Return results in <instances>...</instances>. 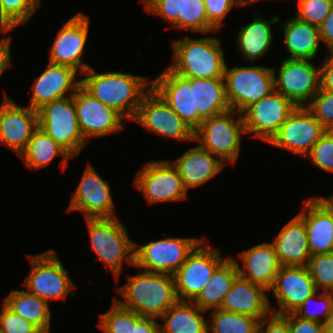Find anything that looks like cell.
I'll return each instance as SVG.
<instances>
[{"mask_svg":"<svg viewBox=\"0 0 333 333\" xmlns=\"http://www.w3.org/2000/svg\"><path fill=\"white\" fill-rule=\"evenodd\" d=\"M306 156L317 168L333 172V131L327 130Z\"/></svg>","mask_w":333,"mask_h":333,"instance_id":"obj_43","label":"cell"},{"mask_svg":"<svg viewBox=\"0 0 333 333\" xmlns=\"http://www.w3.org/2000/svg\"><path fill=\"white\" fill-rule=\"evenodd\" d=\"M239 276L236 262L231 256L215 269L214 273L193 302L202 310L219 309L235 279Z\"/></svg>","mask_w":333,"mask_h":333,"instance_id":"obj_31","label":"cell"},{"mask_svg":"<svg viewBox=\"0 0 333 333\" xmlns=\"http://www.w3.org/2000/svg\"><path fill=\"white\" fill-rule=\"evenodd\" d=\"M257 333H289L288 320L271 312L259 321Z\"/></svg>","mask_w":333,"mask_h":333,"instance_id":"obj_48","label":"cell"},{"mask_svg":"<svg viewBox=\"0 0 333 333\" xmlns=\"http://www.w3.org/2000/svg\"><path fill=\"white\" fill-rule=\"evenodd\" d=\"M283 316L288 320L289 333H325L323 323L302 319L294 313Z\"/></svg>","mask_w":333,"mask_h":333,"instance_id":"obj_47","label":"cell"},{"mask_svg":"<svg viewBox=\"0 0 333 333\" xmlns=\"http://www.w3.org/2000/svg\"><path fill=\"white\" fill-rule=\"evenodd\" d=\"M82 74L85 77L81 78V86L129 121L134 120L143 97L152 89L148 77L131 73H98L90 66Z\"/></svg>","mask_w":333,"mask_h":333,"instance_id":"obj_1","label":"cell"},{"mask_svg":"<svg viewBox=\"0 0 333 333\" xmlns=\"http://www.w3.org/2000/svg\"><path fill=\"white\" fill-rule=\"evenodd\" d=\"M307 267L318 291L333 292V252L312 255Z\"/></svg>","mask_w":333,"mask_h":333,"instance_id":"obj_40","label":"cell"},{"mask_svg":"<svg viewBox=\"0 0 333 333\" xmlns=\"http://www.w3.org/2000/svg\"><path fill=\"white\" fill-rule=\"evenodd\" d=\"M157 318L143 316L136 325H133V333H161Z\"/></svg>","mask_w":333,"mask_h":333,"instance_id":"obj_52","label":"cell"},{"mask_svg":"<svg viewBox=\"0 0 333 333\" xmlns=\"http://www.w3.org/2000/svg\"><path fill=\"white\" fill-rule=\"evenodd\" d=\"M11 40V35L0 40V77L8 68L13 67L11 64Z\"/></svg>","mask_w":333,"mask_h":333,"instance_id":"obj_51","label":"cell"},{"mask_svg":"<svg viewBox=\"0 0 333 333\" xmlns=\"http://www.w3.org/2000/svg\"><path fill=\"white\" fill-rule=\"evenodd\" d=\"M312 304L314 308L311 309ZM321 312V313H320ZM333 313V292L317 291L309 296L294 314L302 319L312 320L325 324ZM322 317V318H321ZM323 319V320H322Z\"/></svg>","mask_w":333,"mask_h":333,"instance_id":"obj_38","label":"cell"},{"mask_svg":"<svg viewBox=\"0 0 333 333\" xmlns=\"http://www.w3.org/2000/svg\"><path fill=\"white\" fill-rule=\"evenodd\" d=\"M208 22L217 30L224 25V18L234 6H246L242 0H204Z\"/></svg>","mask_w":333,"mask_h":333,"instance_id":"obj_46","label":"cell"},{"mask_svg":"<svg viewBox=\"0 0 333 333\" xmlns=\"http://www.w3.org/2000/svg\"><path fill=\"white\" fill-rule=\"evenodd\" d=\"M325 333H333V313L329 316L324 324Z\"/></svg>","mask_w":333,"mask_h":333,"instance_id":"obj_54","label":"cell"},{"mask_svg":"<svg viewBox=\"0 0 333 333\" xmlns=\"http://www.w3.org/2000/svg\"><path fill=\"white\" fill-rule=\"evenodd\" d=\"M273 68L241 66L224 68L226 95L232 110L242 113L248 106L274 90Z\"/></svg>","mask_w":333,"mask_h":333,"instance_id":"obj_8","label":"cell"},{"mask_svg":"<svg viewBox=\"0 0 333 333\" xmlns=\"http://www.w3.org/2000/svg\"><path fill=\"white\" fill-rule=\"evenodd\" d=\"M194 85L195 110L203 119L231 110L223 78H187Z\"/></svg>","mask_w":333,"mask_h":333,"instance_id":"obj_32","label":"cell"},{"mask_svg":"<svg viewBox=\"0 0 333 333\" xmlns=\"http://www.w3.org/2000/svg\"><path fill=\"white\" fill-rule=\"evenodd\" d=\"M84 169L68 211H81L85 219L116 218L109 182L103 180L90 163Z\"/></svg>","mask_w":333,"mask_h":333,"instance_id":"obj_17","label":"cell"},{"mask_svg":"<svg viewBox=\"0 0 333 333\" xmlns=\"http://www.w3.org/2000/svg\"><path fill=\"white\" fill-rule=\"evenodd\" d=\"M295 17L303 22L320 27L330 12L333 0H297Z\"/></svg>","mask_w":333,"mask_h":333,"instance_id":"obj_41","label":"cell"},{"mask_svg":"<svg viewBox=\"0 0 333 333\" xmlns=\"http://www.w3.org/2000/svg\"><path fill=\"white\" fill-rule=\"evenodd\" d=\"M263 286L238 276L219 309L252 316L259 321L271 313L270 300Z\"/></svg>","mask_w":333,"mask_h":333,"instance_id":"obj_24","label":"cell"},{"mask_svg":"<svg viewBox=\"0 0 333 333\" xmlns=\"http://www.w3.org/2000/svg\"><path fill=\"white\" fill-rule=\"evenodd\" d=\"M246 133L242 113L234 110L204 119L194 131V141L225 164H235Z\"/></svg>","mask_w":333,"mask_h":333,"instance_id":"obj_5","label":"cell"},{"mask_svg":"<svg viewBox=\"0 0 333 333\" xmlns=\"http://www.w3.org/2000/svg\"><path fill=\"white\" fill-rule=\"evenodd\" d=\"M202 242L173 274L179 301H193L205 287L215 269L226 259L221 255L219 248L204 245Z\"/></svg>","mask_w":333,"mask_h":333,"instance_id":"obj_11","label":"cell"},{"mask_svg":"<svg viewBox=\"0 0 333 333\" xmlns=\"http://www.w3.org/2000/svg\"><path fill=\"white\" fill-rule=\"evenodd\" d=\"M77 74L73 68L48 62L33 84L28 106L37 111L47 103L74 95L81 85Z\"/></svg>","mask_w":333,"mask_h":333,"instance_id":"obj_22","label":"cell"},{"mask_svg":"<svg viewBox=\"0 0 333 333\" xmlns=\"http://www.w3.org/2000/svg\"><path fill=\"white\" fill-rule=\"evenodd\" d=\"M332 215L333 217V196L331 197H315Z\"/></svg>","mask_w":333,"mask_h":333,"instance_id":"obj_53","label":"cell"},{"mask_svg":"<svg viewBox=\"0 0 333 333\" xmlns=\"http://www.w3.org/2000/svg\"><path fill=\"white\" fill-rule=\"evenodd\" d=\"M135 122L146 131L179 141H194V131L153 90L143 97Z\"/></svg>","mask_w":333,"mask_h":333,"instance_id":"obj_15","label":"cell"},{"mask_svg":"<svg viewBox=\"0 0 333 333\" xmlns=\"http://www.w3.org/2000/svg\"><path fill=\"white\" fill-rule=\"evenodd\" d=\"M89 28V16L82 12L75 14L64 23L50 48L49 62L73 68L81 76L91 66L82 60Z\"/></svg>","mask_w":333,"mask_h":333,"instance_id":"obj_18","label":"cell"},{"mask_svg":"<svg viewBox=\"0 0 333 333\" xmlns=\"http://www.w3.org/2000/svg\"><path fill=\"white\" fill-rule=\"evenodd\" d=\"M171 163L177 169L187 191L215 178L225 165L217 156L199 145L189 148Z\"/></svg>","mask_w":333,"mask_h":333,"instance_id":"obj_25","label":"cell"},{"mask_svg":"<svg viewBox=\"0 0 333 333\" xmlns=\"http://www.w3.org/2000/svg\"><path fill=\"white\" fill-rule=\"evenodd\" d=\"M246 5H249V4H254L258 1H263V0H242ZM266 1V0H265Z\"/></svg>","mask_w":333,"mask_h":333,"instance_id":"obj_55","label":"cell"},{"mask_svg":"<svg viewBox=\"0 0 333 333\" xmlns=\"http://www.w3.org/2000/svg\"><path fill=\"white\" fill-rule=\"evenodd\" d=\"M90 235L91 249L99 260L119 280L124 261L135 265V243L119 218L85 219Z\"/></svg>","mask_w":333,"mask_h":333,"instance_id":"obj_4","label":"cell"},{"mask_svg":"<svg viewBox=\"0 0 333 333\" xmlns=\"http://www.w3.org/2000/svg\"><path fill=\"white\" fill-rule=\"evenodd\" d=\"M31 269L22 285L27 291L49 304L50 300L66 299L67 295L75 296L72 291L74 282L57 257L55 250L50 249L41 254L27 255ZM70 293V294H69Z\"/></svg>","mask_w":333,"mask_h":333,"instance_id":"obj_6","label":"cell"},{"mask_svg":"<svg viewBox=\"0 0 333 333\" xmlns=\"http://www.w3.org/2000/svg\"><path fill=\"white\" fill-rule=\"evenodd\" d=\"M16 314L37 326L43 333H50L51 310L49 304L27 290H12L3 301Z\"/></svg>","mask_w":333,"mask_h":333,"instance_id":"obj_34","label":"cell"},{"mask_svg":"<svg viewBox=\"0 0 333 333\" xmlns=\"http://www.w3.org/2000/svg\"><path fill=\"white\" fill-rule=\"evenodd\" d=\"M128 281L115 289L124 298L114 299L124 308L145 317L160 318L177 301L171 274L142 272L127 276Z\"/></svg>","mask_w":333,"mask_h":333,"instance_id":"obj_2","label":"cell"},{"mask_svg":"<svg viewBox=\"0 0 333 333\" xmlns=\"http://www.w3.org/2000/svg\"><path fill=\"white\" fill-rule=\"evenodd\" d=\"M319 32L321 42L327 45L326 47L329 51L333 47V4L329 14L319 27Z\"/></svg>","mask_w":333,"mask_h":333,"instance_id":"obj_50","label":"cell"},{"mask_svg":"<svg viewBox=\"0 0 333 333\" xmlns=\"http://www.w3.org/2000/svg\"><path fill=\"white\" fill-rule=\"evenodd\" d=\"M297 214L305 224L310 255L333 252V217L316 199H304Z\"/></svg>","mask_w":333,"mask_h":333,"instance_id":"obj_26","label":"cell"},{"mask_svg":"<svg viewBox=\"0 0 333 333\" xmlns=\"http://www.w3.org/2000/svg\"><path fill=\"white\" fill-rule=\"evenodd\" d=\"M328 52L333 57V47Z\"/></svg>","mask_w":333,"mask_h":333,"instance_id":"obj_56","label":"cell"},{"mask_svg":"<svg viewBox=\"0 0 333 333\" xmlns=\"http://www.w3.org/2000/svg\"><path fill=\"white\" fill-rule=\"evenodd\" d=\"M38 126L47 133L71 158L79 155L87 146L84 140L73 101V95L51 103L37 110Z\"/></svg>","mask_w":333,"mask_h":333,"instance_id":"obj_7","label":"cell"},{"mask_svg":"<svg viewBox=\"0 0 333 333\" xmlns=\"http://www.w3.org/2000/svg\"><path fill=\"white\" fill-rule=\"evenodd\" d=\"M277 307L271 312L278 315L294 313L303 302L318 290L307 266H281L272 287Z\"/></svg>","mask_w":333,"mask_h":333,"instance_id":"obj_19","label":"cell"},{"mask_svg":"<svg viewBox=\"0 0 333 333\" xmlns=\"http://www.w3.org/2000/svg\"><path fill=\"white\" fill-rule=\"evenodd\" d=\"M151 82L152 89L195 131L204 119L195 110L194 85L169 68Z\"/></svg>","mask_w":333,"mask_h":333,"instance_id":"obj_20","label":"cell"},{"mask_svg":"<svg viewBox=\"0 0 333 333\" xmlns=\"http://www.w3.org/2000/svg\"><path fill=\"white\" fill-rule=\"evenodd\" d=\"M253 9V21L247 25L241 26L238 31L237 47L241 55L247 61L254 62L259 57L264 56L272 47V28L271 25L280 21L279 15L273 16L270 21L261 15L257 16Z\"/></svg>","mask_w":333,"mask_h":333,"instance_id":"obj_28","label":"cell"},{"mask_svg":"<svg viewBox=\"0 0 333 333\" xmlns=\"http://www.w3.org/2000/svg\"><path fill=\"white\" fill-rule=\"evenodd\" d=\"M326 131L306 106H297L267 143L306 156Z\"/></svg>","mask_w":333,"mask_h":333,"instance_id":"obj_13","label":"cell"},{"mask_svg":"<svg viewBox=\"0 0 333 333\" xmlns=\"http://www.w3.org/2000/svg\"><path fill=\"white\" fill-rule=\"evenodd\" d=\"M306 107L326 130L333 131V92L320 89Z\"/></svg>","mask_w":333,"mask_h":333,"instance_id":"obj_44","label":"cell"},{"mask_svg":"<svg viewBox=\"0 0 333 333\" xmlns=\"http://www.w3.org/2000/svg\"><path fill=\"white\" fill-rule=\"evenodd\" d=\"M0 330L2 333H43L37 326L16 314L4 302L0 311Z\"/></svg>","mask_w":333,"mask_h":333,"instance_id":"obj_45","label":"cell"},{"mask_svg":"<svg viewBox=\"0 0 333 333\" xmlns=\"http://www.w3.org/2000/svg\"><path fill=\"white\" fill-rule=\"evenodd\" d=\"M38 127L37 111L28 105L18 106L5 94L0 105L1 144L20 155Z\"/></svg>","mask_w":333,"mask_h":333,"instance_id":"obj_21","label":"cell"},{"mask_svg":"<svg viewBox=\"0 0 333 333\" xmlns=\"http://www.w3.org/2000/svg\"><path fill=\"white\" fill-rule=\"evenodd\" d=\"M238 256L243 262V266H240L234 259L239 276L269 291L282 266L272 243L267 241L257 244L238 253Z\"/></svg>","mask_w":333,"mask_h":333,"instance_id":"obj_23","label":"cell"},{"mask_svg":"<svg viewBox=\"0 0 333 333\" xmlns=\"http://www.w3.org/2000/svg\"><path fill=\"white\" fill-rule=\"evenodd\" d=\"M112 302L110 310L99 314L98 327L104 333H133V325L143 316L122 307L114 298Z\"/></svg>","mask_w":333,"mask_h":333,"instance_id":"obj_37","label":"cell"},{"mask_svg":"<svg viewBox=\"0 0 333 333\" xmlns=\"http://www.w3.org/2000/svg\"><path fill=\"white\" fill-rule=\"evenodd\" d=\"M133 184L149 205L188 199V191L170 160L148 161Z\"/></svg>","mask_w":333,"mask_h":333,"instance_id":"obj_9","label":"cell"},{"mask_svg":"<svg viewBox=\"0 0 333 333\" xmlns=\"http://www.w3.org/2000/svg\"><path fill=\"white\" fill-rule=\"evenodd\" d=\"M221 43L217 37L172 39L168 68L184 78H223L226 61Z\"/></svg>","mask_w":333,"mask_h":333,"instance_id":"obj_3","label":"cell"},{"mask_svg":"<svg viewBox=\"0 0 333 333\" xmlns=\"http://www.w3.org/2000/svg\"><path fill=\"white\" fill-rule=\"evenodd\" d=\"M320 89L333 92V57L329 53L320 66Z\"/></svg>","mask_w":333,"mask_h":333,"instance_id":"obj_49","label":"cell"},{"mask_svg":"<svg viewBox=\"0 0 333 333\" xmlns=\"http://www.w3.org/2000/svg\"><path fill=\"white\" fill-rule=\"evenodd\" d=\"M144 9L169 21L178 28V18H184L185 0H142Z\"/></svg>","mask_w":333,"mask_h":333,"instance_id":"obj_42","label":"cell"},{"mask_svg":"<svg viewBox=\"0 0 333 333\" xmlns=\"http://www.w3.org/2000/svg\"><path fill=\"white\" fill-rule=\"evenodd\" d=\"M287 59L313 60L320 45L319 28L297 19L295 16L281 23Z\"/></svg>","mask_w":333,"mask_h":333,"instance_id":"obj_29","label":"cell"},{"mask_svg":"<svg viewBox=\"0 0 333 333\" xmlns=\"http://www.w3.org/2000/svg\"><path fill=\"white\" fill-rule=\"evenodd\" d=\"M203 240L168 237L139 246L135 243V265L148 272L173 275Z\"/></svg>","mask_w":333,"mask_h":333,"instance_id":"obj_10","label":"cell"},{"mask_svg":"<svg viewBox=\"0 0 333 333\" xmlns=\"http://www.w3.org/2000/svg\"><path fill=\"white\" fill-rule=\"evenodd\" d=\"M24 159L25 166L32 170H40L48 166L57 156H63L59 163L61 170L68 167V161L73 159L41 128H37L26 148L19 155Z\"/></svg>","mask_w":333,"mask_h":333,"instance_id":"obj_33","label":"cell"},{"mask_svg":"<svg viewBox=\"0 0 333 333\" xmlns=\"http://www.w3.org/2000/svg\"><path fill=\"white\" fill-rule=\"evenodd\" d=\"M207 311L193 301H177L161 317V333H208Z\"/></svg>","mask_w":333,"mask_h":333,"instance_id":"obj_30","label":"cell"},{"mask_svg":"<svg viewBox=\"0 0 333 333\" xmlns=\"http://www.w3.org/2000/svg\"><path fill=\"white\" fill-rule=\"evenodd\" d=\"M80 132L88 143L91 138L107 136L124 128L120 113L93 97L81 85L73 95Z\"/></svg>","mask_w":333,"mask_h":333,"instance_id":"obj_16","label":"cell"},{"mask_svg":"<svg viewBox=\"0 0 333 333\" xmlns=\"http://www.w3.org/2000/svg\"><path fill=\"white\" fill-rule=\"evenodd\" d=\"M311 61L286 58L277 69L278 73L273 68L274 90L296 106H307L320 90V67Z\"/></svg>","mask_w":333,"mask_h":333,"instance_id":"obj_12","label":"cell"},{"mask_svg":"<svg viewBox=\"0 0 333 333\" xmlns=\"http://www.w3.org/2000/svg\"><path fill=\"white\" fill-rule=\"evenodd\" d=\"M178 28L203 35L217 31L208 22L204 0H185L184 18H178Z\"/></svg>","mask_w":333,"mask_h":333,"instance_id":"obj_39","label":"cell"},{"mask_svg":"<svg viewBox=\"0 0 333 333\" xmlns=\"http://www.w3.org/2000/svg\"><path fill=\"white\" fill-rule=\"evenodd\" d=\"M209 314L208 333H257L259 320L252 316L221 309L211 310Z\"/></svg>","mask_w":333,"mask_h":333,"instance_id":"obj_35","label":"cell"},{"mask_svg":"<svg viewBox=\"0 0 333 333\" xmlns=\"http://www.w3.org/2000/svg\"><path fill=\"white\" fill-rule=\"evenodd\" d=\"M41 5V0H0V31L5 35L26 24Z\"/></svg>","mask_w":333,"mask_h":333,"instance_id":"obj_36","label":"cell"},{"mask_svg":"<svg viewBox=\"0 0 333 333\" xmlns=\"http://www.w3.org/2000/svg\"><path fill=\"white\" fill-rule=\"evenodd\" d=\"M296 108L290 99L273 90L242 112L246 133L266 143Z\"/></svg>","mask_w":333,"mask_h":333,"instance_id":"obj_14","label":"cell"},{"mask_svg":"<svg viewBox=\"0 0 333 333\" xmlns=\"http://www.w3.org/2000/svg\"><path fill=\"white\" fill-rule=\"evenodd\" d=\"M282 266H307L311 257L304 221L296 215L271 242Z\"/></svg>","mask_w":333,"mask_h":333,"instance_id":"obj_27","label":"cell"}]
</instances>
